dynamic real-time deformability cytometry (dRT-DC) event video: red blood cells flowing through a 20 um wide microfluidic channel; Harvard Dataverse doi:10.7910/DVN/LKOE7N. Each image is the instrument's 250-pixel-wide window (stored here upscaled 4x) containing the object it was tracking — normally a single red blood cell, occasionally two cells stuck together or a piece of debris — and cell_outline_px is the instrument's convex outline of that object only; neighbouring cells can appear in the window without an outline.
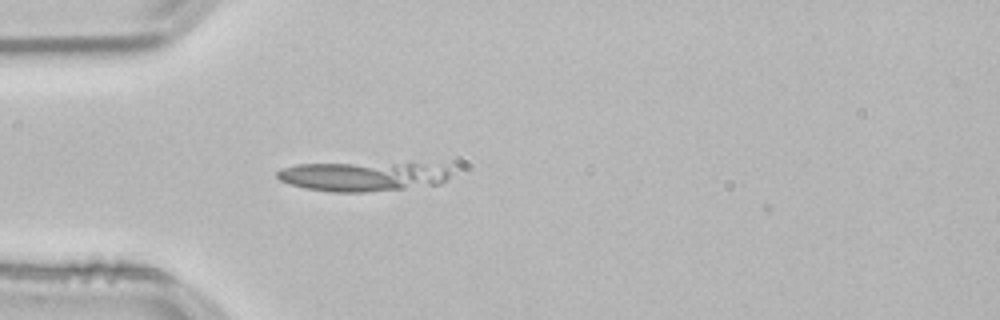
{"species": "common noctule bat (a hibernating species)", "species_latin": "Nyctalus noctula", "temperature_condition": "room temperature", "stored_images_in_passage": 8, "camera_frame_rate_fps": 3000, "um_per_image_px": 0.085, "animal": {"sex": "male", "body_mass_g": 21.5, "forearm_length_mm": 52.0}, "frame": {"image": 1, "passage_image": 2, "time_ms": 0.333, "image_size_px": [1000, 320], "cell_outline_px": [[448, 176], [440, 184], [364, 192], [332, 192], [304, 188], [280, 180], [276, 176], [276, 172], [280, 168], [296, 164], [420, 164], [448, 168]], "centroid_in_image_um": [30.72, 15.01], "position_along_channel_um": 54.3, "area_um2": 28.9}}